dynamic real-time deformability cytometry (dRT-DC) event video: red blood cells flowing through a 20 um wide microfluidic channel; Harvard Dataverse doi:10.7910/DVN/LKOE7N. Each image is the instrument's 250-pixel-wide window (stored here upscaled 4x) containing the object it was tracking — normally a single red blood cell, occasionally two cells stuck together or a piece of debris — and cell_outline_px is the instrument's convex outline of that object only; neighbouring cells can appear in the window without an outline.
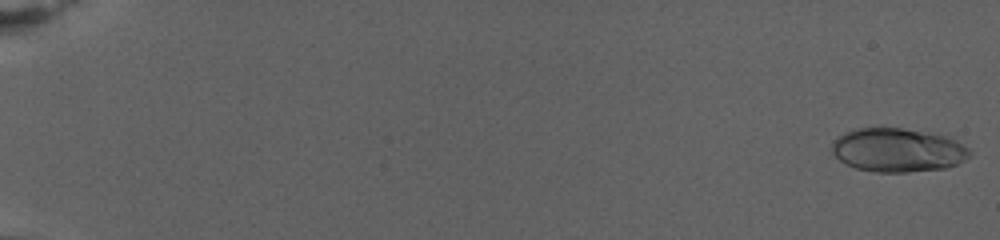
{"species": "human", "species_latin": "Homo sapiens", "temperature_condition": "warm", "stored_images_in_passage": 78, "camera_frame_rate_fps": 3000, "um_per_image_px": 0.085, "donor": {"sex": "female"}, "frame": {"image": 1, "passage_image": 1, "time_ms": 0.0, "image_size_px": [1000, 240], "cell_outline_px": [[972, 156], [956, 164], [944, 168], [908, 172], [876, 172], [856, 168], [840, 160], [832, 152], [832, 144], [840, 136], [848, 132], [860, 128], [900, 128], [944, 136], [968, 148], [972, 152]], "centroid_in_image_um": [76.32, 12.78], "position_along_channel_um": 8.7, "area_um2": 34.39}}
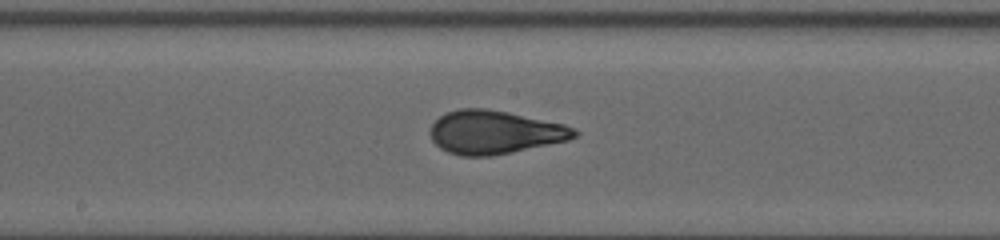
{"frame": {"image": 2, "passage_image": 45, "time_ms": 14.667, "image_size_px": [1000, 240], "cell_outline_px": [[580, 132], [576, 136], [568, 140], [512, 152], [492, 156], [460, 156], [448, 152], [440, 148], [432, 140], [428, 132], [432, 124], [440, 116], [448, 112], [460, 108], [484, 108], [508, 112], [564, 124]], "centroid_in_image_um": [42.01, 11.24], "position_along_channel_um": 206.2, "area_um2": 36.41}}
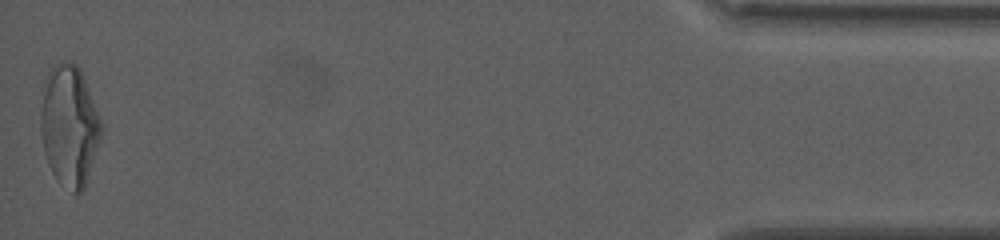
{"frame": {"image": 3, "passage_image": 78, "time_ms": 25.667, "image_size_px": [1000, 240], "cell_outline_px": [[100, 140], [88, 180], [84, 188], [80, 192], [72, 192], [56, 180], [48, 164], [44, 152], [40, 132], [40, 112], [48, 72], [52, 64], [60, 60], [68, 60], [76, 64], [80, 68], [100, 120]], "centroid_in_image_um": [5.87, 10.69], "position_along_channel_um": 429.3, "area_um2": 42.48}, "authors_computed_cell_mechanics": {"area_um2": 35.4025, "velocity_mm_per_s": 2.7455, "shape_relaxation_time_tau1_ms": 8.2, "shape_relaxation_time_tau2_ms": null, "deformation_change_tau1": 0.2519, "deformation_change_tau2": null}}